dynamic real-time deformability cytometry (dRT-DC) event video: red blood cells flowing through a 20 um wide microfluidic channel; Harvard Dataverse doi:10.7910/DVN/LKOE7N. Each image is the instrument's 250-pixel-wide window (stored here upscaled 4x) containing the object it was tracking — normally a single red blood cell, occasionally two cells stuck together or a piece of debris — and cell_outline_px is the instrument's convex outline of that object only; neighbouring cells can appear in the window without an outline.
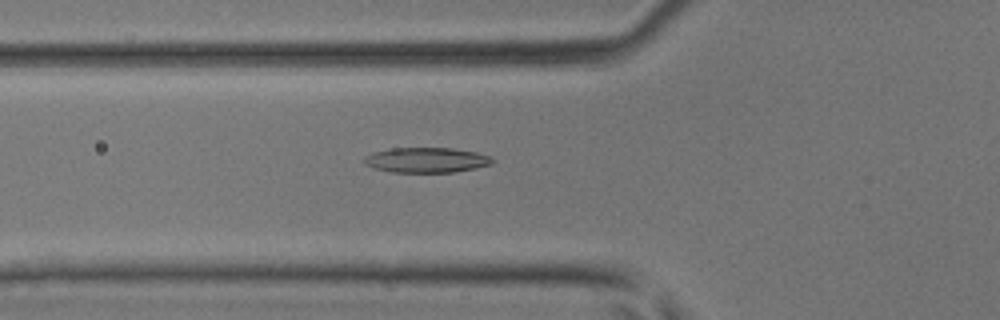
{"species": "common noctule bat (a hibernating species)", "species_latin": "Nyctalus noctula", "temperature_condition": "room temperature", "stored_images_in_passage": 37, "camera_frame_rate_fps": 3000, "um_per_image_px": 0.085, "animal": {"sex": "male", "body_mass_g": 17.9, "forearm_length_mm": 54.2}, "frame": {"image": 1, "passage_image": 7, "time_ms": 2.0, "image_size_px": [1000, 320], "cell_outline_px": [[496, 160], [492, 164], [476, 168], [456, 172], [392, 172], [376, 168], [364, 164], [364, 156], [372, 152], [392, 148], [452, 148], [476, 152], [488, 156]], "centroid_in_image_um": [36.25, 13.6], "position_along_channel_um": 89.5, "area_um2": 18.79}}
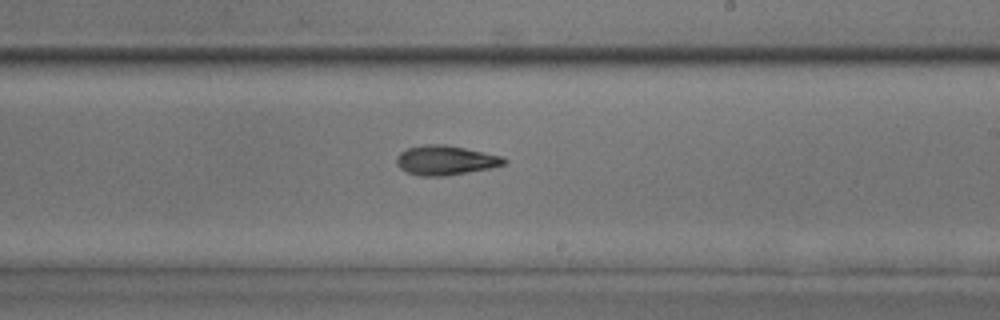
{"frame": {"image": 2, "passage_image": 18, "time_ms": 5.667, "image_size_px": [1000, 320], "cell_outline_px": [[508, 160], [504, 164], [492, 168], [444, 176], [420, 176], [408, 172], [400, 168], [396, 164], [396, 156], [400, 152], [408, 148], [424, 144], [444, 144], [504, 156]], "centroid_in_image_um": [37.87, 13.62], "position_along_channel_um": 251.1, "area_um2": 18.55}}
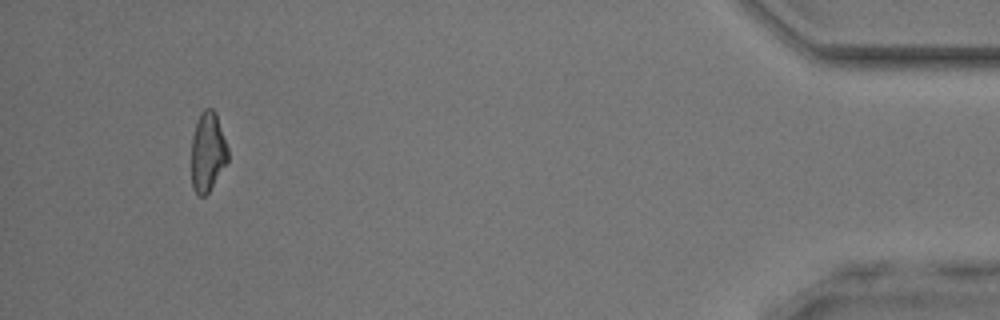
{"frame": {"image": 3, "passage_image": 34, "time_ms": 11.0, "image_size_px": [1000, 320], "cell_outline_px": [[228, 160], [208, 192], [204, 196], [200, 196], [192, 188], [192, 136], [200, 112], [204, 108], [212, 108], [216, 112], [228, 148]], "centroid_in_image_um": [17.65, 12.87], "position_along_channel_um": 417.5, "area_um2": 16.76}}